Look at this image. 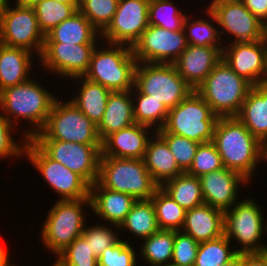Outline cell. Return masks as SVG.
Listing matches in <instances>:
<instances>
[{"label": "cell", "mask_w": 267, "mask_h": 266, "mask_svg": "<svg viewBox=\"0 0 267 266\" xmlns=\"http://www.w3.org/2000/svg\"><path fill=\"white\" fill-rule=\"evenodd\" d=\"M49 158L80 175L90 186L98 181L102 144L32 140Z\"/></svg>", "instance_id": "4fadbf2b"}, {"label": "cell", "mask_w": 267, "mask_h": 266, "mask_svg": "<svg viewBox=\"0 0 267 266\" xmlns=\"http://www.w3.org/2000/svg\"><path fill=\"white\" fill-rule=\"evenodd\" d=\"M132 90L111 91L102 120L97 125L103 142L110 134L134 124Z\"/></svg>", "instance_id": "cb8c5ba5"}, {"label": "cell", "mask_w": 267, "mask_h": 266, "mask_svg": "<svg viewBox=\"0 0 267 266\" xmlns=\"http://www.w3.org/2000/svg\"><path fill=\"white\" fill-rule=\"evenodd\" d=\"M119 0H80L78 10L102 34L113 20Z\"/></svg>", "instance_id": "f35d334b"}, {"label": "cell", "mask_w": 267, "mask_h": 266, "mask_svg": "<svg viewBox=\"0 0 267 266\" xmlns=\"http://www.w3.org/2000/svg\"><path fill=\"white\" fill-rule=\"evenodd\" d=\"M205 9L206 11L204 10L203 12H206V18L193 20V17L186 16L183 24L186 41L188 44L195 46L223 48L224 43L222 42L219 28H217V19L208 7Z\"/></svg>", "instance_id": "4dcf8cb0"}, {"label": "cell", "mask_w": 267, "mask_h": 266, "mask_svg": "<svg viewBox=\"0 0 267 266\" xmlns=\"http://www.w3.org/2000/svg\"><path fill=\"white\" fill-rule=\"evenodd\" d=\"M8 250L0 242V261L8 254Z\"/></svg>", "instance_id": "11a10c76"}, {"label": "cell", "mask_w": 267, "mask_h": 266, "mask_svg": "<svg viewBox=\"0 0 267 266\" xmlns=\"http://www.w3.org/2000/svg\"><path fill=\"white\" fill-rule=\"evenodd\" d=\"M221 168H224L222 158L214 143L210 141L199 144L192 165L186 173L200 177Z\"/></svg>", "instance_id": "7bdbcfd3"}, {"label": "cell", "mask_w": 267, "mask_h": 266, "mask_svg": "<svg viewBox=\"0 0 267 266\" xmlns=\"http://www.w3.org/2000/svg\"><path fill=\"white\" fill-rule=\"evenodd\" d=\"M134 86L141 93L164 103L168 109L177 106L193 91L173 63L137 62Z\"/></svg>", "instance_id": "30bf717a"}, {"label": "cell", "mask_w": 267, "mask_h": 266, "mask_svg": "<svg viewBox=\"0 0 267 266\" xmlns=\"http://www.w3.org/2000/svg\"><path fill=\"white\" fill-rule=\"evenodd\" d=\"M54 101L43 130L31 140H60L81 144H102L97 125L84 115L69 98Z\"/></svg>", "instance_id": "ba28073f"}, {"label": "cell", "mask_w": 267, "mask_h": 266, "mask_svg": "<svg viewBox=\"0 0 267 266\" xmlns=\"http://www.w3.org/2000/svg\"><path fill=\"white\" fill-rule=\"evenodd\" d=\"M236 117L267 146V88L252 86Z\"/></svg>", "instance_id": "4316f807"}, {"label": "cell", "mask_w": 267, "mask_h": 266, "mask_svg": "<svg viewBox=\"0 0 267 266\" xmlns=\"http://www.w3.org/2000/svg\"><path fill=\"white\" fill-rule=\"evenodd\" d=\"M153 132L151 127L137 123L114 132L102 142L101 156L143 159Z\"/></svg>", "instance_id": "44dd1931"}, {"label": "cell", "mask_w": 267, "mask_h": 266, "mask_svg": "<svg viewBox=\"0 0 267 266\" xmlns=\"http://www.w3.org/2000/svg\"><path fill=\"white\" fill-rule=\"evenodd\" d=\"M84 206L91 207L90 198L58 199L53 206H50L39 237L46 251L49 250L54 257L82 235L87 223V212L84 213Z\"/></svg>", "instance_id": "277c9868"}, {"label": "cell", "mask_w": 267, "mask_h": 266, "mask_svg": "<svg viewBox=\"0 0 267 266\" xmlns=\"http://www.w3.org/2000/svg\"><path fill=\"white\" fill-rule=\"evenodd\" d=\"M0 40L3 45L23 48L40 57L45 36L33 7L9 3L0 11Z\"/></svg>", "instance_id": "7c38bea8"}, {"label": "cell", "mask_w": 267, "mask_h": 266, "mask_svg": "<svg viewBox=\"0 0 267 266\" xmlns=\"http://www.w3.org/2000/svg\"><path fill=\"white\" fill-rule=\"evenodd\" d=\"M209 3L207 6L217 19L222 42L225 41L224 44L254 42L267 37V26L255 17L243 3ZM225 33L232 39L223 38Z\"/></svg>", "instance_id": "5bb4252c"}, {"label": "cell", "mask_w": 267, "mask_h": 266, "mask_svg": "<svg viewBox=\"0 0 267 266\" xmlns=\"http://www.w3.org/2000/svg\"><path fill=\"white\" fill-rule=\"evenodd\" d=\"M212 142L224 167L239 173L250 184L258 165L267 161L266 146L237 117H219Z\"/></svg>", "instance_id": "6da1fadb"}, {"label": "cell", "mask_w": 267, "mask_h": 266, "mask_svg": "<svg viewBox=\"0 0 267 266\" xmlns=\"http://www.w3.org/2000/svg\"><path fill=\"white\" fill-rule=\"evenodd\" d=\"M136 65L131 46L104 42L93 51L84 77L111 91L132 90Z\"/></svg>", "instance_id": "3957f363"}, {"label": "cell", "mask_w": 267, "mask_h": 266, "mask_svg": "<svg viewBox=\"0 0 267 266\" xmlns=\"http://www.w3.org/2000/svg\"><path fill=\"white\" fill-rule=\"evenodd\" d=\"M251 88L221 59L195 91L218 117H236Z\"/></svg>", "instance_id": "5b68a950"}, {"label": "cell", "mask_w": 267, "mask_h": 266, "mask_svg": "<svg viewBox=\"0 0 267 266\" xmlns=\"http://www.w3.org/2000/svg\"><path fill=\"white\" fill-rule=\"evenodd\" d=\"M51 266H59V265L54 261Z\"/></svg>", "instance_id": "91938a15"}, {"label": "cell", "mask_w": 267, "mask_h": 266, "mask_svg": "<svg viewBox=\"0 0 267 266\" xmlns=\"http://www.w3.org/2000/svg\"><path fill=\"white\" fill-rule=\"evenodd\" d=\"M222 50L223 48L188 44L173 65L185 82L196 90L221 61Z\"/></svg>", "instance_id": "ffe728a7"}, {"label": "cell", "mask_w": 267, "mask_h": 266, "mask_svg": "<svg viewBox=\"0 0 267 266\" xmlns=\"http://www.w3.org/2000/svg\"><path fill=\"white\" fill-rule=\"evenodd\" d=\"M119 230L131 233L133 238L143 240L160 230L154 205L151 199L136 200L125 220L120 224Z\"/></svg>", "instance_id": "f546056e"}, {"label": "cell", "mask_w": 267, "mask_h": 266, "mask_svg": "<svg viewBox=\"0 0 267 266\" xmlns=\"http://www.w3.org/2000/svg\"><path fill=\"white\" fill-rule=\"evenodd\" d=\"M16 128L0 112V160L4 158H24V149L27 139L21 134L20 139L15 140ZM22 137V139H21ZM21 142V143H20Z\"/></svg>", "instance_id": "f6af8a7d"}, {"label": "cell", "mask_w": 267, "mask_h": 266, "mask_svg": "<svg viewBox=\"0 0 267 266\" xmlns=\"http://www.w3.org/2000/svg\"><path fill=\"white\" fill-rule=\"evenodd\" d=\"M173 0H150L149 25H154L170 31L183 29V24L188 13L178 8Z\"/></svg>", "instance_id": "d590c367"}, {"label": "cell", "mask_w": 267, "mask_h": 266, "mask_svg": "<svg viewBox=\"0 0 267 266\" xmlns=\"http://www.w3.org/2000/svg\"><path fill=\"white\" fill-rule=\"evenodd\" d=\"M53 1L74 4L77 8H79V4H80V0H53Z\"/></svg>", "instance_id": "f5cc1de1"}, {"label": "cell", "mask_w": 267, "mask_h": 266, "mask_svg": "<svg viewBox=\"0 0 267 266\" xmlns=\"http://www.w3.org/2000/svg\"><path fill=\"white\" fill-rule=\"evenodd\" d=\"M130 238L120 239L114 246L104 250L98 257V266H137L138 253Z\"/></svg>", "instance_id": "ee69618b"}, {"label": "cell", "mask_w": 267, "mask_h": 266, "mask_svg": "<svg viewBox=\"0 0 267 266\" xmlns=\"http://www.w3.org/2000/svg\"><path fill=\"white\" fill-rule=\"evenodd\" d=\"M242 266H267V256L262 253H243Z\"/></svg>", "instance_id": "c3c4849f"}, {"label": "cell", "mask_w": 267, "mask_h": 266, "mask_svg": "<svg viewBox=\"0 0 267 266\" xmlns=\"http://www.w3.org/2000/svg\"><path fill=\"white\" fill-rule=\"evenodd\" d=\"M98 182L106 189L148 200L160 187L148 172L143 159L100 157Z\"/></svg>", "instance_id": "8992f818"}, {"label": "cell", "mask_w": 267, "mask_h": 266, "mask_svg": "<svg viewBox=\"0 0 267 266\" xmlns=\"http://www.w3.org/2000/svg\"><path fill=\"white\" fill-rule=\"evenodd\" d=\"M159 266H179V265H175V264H173V263H167V264L159 265Z\"/></svg>", "instance_id": "680465c9"}, {"label": "cell", "mask_w": 267, "mask_h": 266, "mask_svg": "<svg viewBox=\"0 0 267 266\" xmlns=\"http://www.w3.org/2000/svg\"><path fill=\"white\" fill-rule=\"evenodd\" d=\"M149 3L150 0H119L112 22L101 34L102 42L132 47L149 26Z\"/></svg>", "instance_id": "e0dca14e"}, {"label": "cell", "mask_w": 267, "mask_h": 266, "mask_svg": "<svg viewBox=\"0 0 267 266\" xmlns=\"http://www.w3.org/2000/svg\"><path fill=\"white\" fill-rule=\"evenodd\" d=\"M108 225L97 224L96 222L95 225L87 226L86 223L82 232V236L89 242V246L97 258L104 250L114 246L123 238L118 226L112 224Z\"/></svg>", "instance_id": "60d3db41"}, {"label": "cell", "mask_w": 267, "mask_h": 266, "mask_svg": "<svg viewBox=\"0 0 267 266\" xmlns=\"http://www.w3.org/2000/svg\"><path fill=\"white\" fill-rule=\"evenodd\" d=\"M143 241V242H142ZM139 256L148 266H159L171 263L174 247V230H159L141 240Z\"/></svg>", "instance_id": "836d02e7"}, {"label": "cell", "mask_w": 267, "mask_h": 266, "mask_svg": "<svg viewBox=\"0 0 267 266\" xmlns=\"http://www.w3.org/2000/svg\"><path fill=\"white\" fill-rule=\"evenodd\" d=\"M199 243L181 230H174V247L171 263L179 266H194Z\"/></svg>", "instance_id": "bcb514c9"}, {"label": "cell", "mask_w": 267, "mask_h": 266, "mask_svg": "<svg viewBox=\"0 0 267 266\" xmlns=\"http://www.w3.org/2000/svg\"><path fill=\"white\" fill-rule=\"evenodd\" d=\"M267 37L254 42L224 44L222 59L252 86L261 84L265 74Z\"/></svg>", "instance_id": "ac0fdd59"}, {"label": "cell", "mask_w": 267, "mask_h": 266, "mask_svg": "<svg viewBox=\"0 0 267 266\" xmlns=\"http://www.w3.org/2000/svg\"><path fill=\"white\" fill-rule=\"evenodd\" d=\"M98 258L81 235L62 251L54 260L59 266H98Z\"/></svg>", "instance_id": "b9f144b4"}, {"label": "cell", "mask_w": 267, "mask_h": 266, "mask_svg": "<svg viewBox=\"0 0 267 266\" xmlns=\"http://www.w3.org/2000/svg\"><path fill=\"white\" fill-rule=\"evenodd\" d=\"M221 266H242V254L237 253L231 260Z\"/></svg>", "instance_id": "681fc988"}, {"label": "cell", "mask_w": 267, "mask_h": 266, "mask_svg": "<svg viewBox=\"0 0 267 266\" xmlns=\"http://www.w3.org/2000/svg\"><path fill=\"white\" fill-rule=\"evenodd\" d=\"M211 2L243 3L244 0H210Z\"/></svg>", "instance_id": "9f6ffc18"}, {"label": "cell", "mask_w": 267, "mask_h": 266, "mask_svg": "<svg viewBox=\"0 0 267 266\" xmlns=\"http://www.w3.org/2000/svg\"><path fill=\"white\" fill-rule=\"evenodd\" d=\"M218 119L209 104L193 90L177 106L169 109L163 129L168 133L205 143L212 141Z\"/></svg>", "instance_id": "9c48e42d"}, {"label": "cell", "mask_w": 267, "mask_h": 266, "mask_svg": "<svg viewBox=\"0 0 267 266\" xmlns=\"http://www.w3.org/2000/svg\"><path fill=\"white\" fill-rule=\"evenodd\" d=\"M225 235L199 243L194 266H221L231 260L237 252Z\"/></svg>", "instance_id": "74e56055"}, {"label": "cell", "mask_w": 267, "mask_h": 266, "mask_svg": "<svg viewBox=\"0 0 267 266\" xmlns=\"http://www.w3.org/2000/svg\"><path fill=\"white\" fill-rule=\"evenodd\" d=\"M98 44H65L44 42L37 60L44 71L61 76V79L84 77L87 73L93 51Z\"/></svg>", "instance_id": "9a60e30c"}, {"label": "cell", "mask_w": 267, "mask_h": 266, "mask_svg": "<svg viewBox=\"0 0 267 266\" xmlns=\"http://www.w3.org/2000/svg\"><path fill=\"white\" fill-rule=\"evenodd\" d=\"M11 0H0V11L6 7L10 2Z\"/></svg>", "instance_id": "6f0895ef"}, {"label": "cell", "mask_w": 267, "mask_h": 266, "mask_svg": "<svg viewBox=\"0 0 267 266\" xmlns=\"http://www.w3.org/2000/svg\"><path fill=\"white\" fill-rule=\"evenodd\" d=\"M187 45L183 29L170 31L149 25L131 48L137 62L174 63Z\"/></svg>", "instance_id": "2e32d148"}, {"label": "cell", "mask_w": 267, "mask_h": 266, "mask_svg": "<svg viewBox=\"0 0 267 266\" xmlns=\"http://www.w3.org/2000/svg\"><path fill=\"white\" fill-rule=\"evenodd\" d=\"M17 5L23 7H34L37 3L41 2L42 0H14Z\"/></svg>", "instance_id": "f907efd6"}, {"label": "cell", "mask_w": 267, "mask_h": 266, "mask_svg": "<svg viewBox=\"0 0 267 266\" xmlns=\"http://www.w3.org/2000/svg\"><path fill=\"white\" fill-rule=\"evenodd\" d=\"M263 253L267 256V248L263 251Z\"/></svg>", "instance_id": "94428289"}, {"label": "cell", "mask_w": 267, "mask_h": 266, "mask_svg": "<svg viewBox=\"0 0 267 266\" xmlns=\"http://www.w3.org/2000/svg\"><path fill=\"white\" fill-rule=\"evenodd\" d=\"M143 160L148 172L159 186L183 173L166 141L157 132L149 138Z\"/></svg>", "instance_id": "484cf974"}, {"label": "cell", "mask_w": 267, "mask_h": 266, "mask_svg": "<svg viewBox=\"0 0 267 266\" xmlns=\"http://www.w3.org/2000/svg\"><path fill=\"white\" fill-rule=\"evenodd\" d=\"M33 8L37 16L38 26L44 36L78 11V8L74 4L53 0H42Z\"/></svg>", "instance_id": "8d00e7d4"}, {"label": "cell", "mask_w": 267, "mask_h": 266, "mask_svg": "<svg viewBox=\"0 0 267 266\" xmlns=\"http://www.w3.org/2000/svg\"><path fill=\"white\" fill-rule=\"evenodd\" d=\"M243 4L255 17L267 26L266 0H244Z\"/></svg>", "instance_id": "7dc6e473"}, {"label": "cell", "mask_w": 267, "mask_h": 266, "mask_svg": "<svg viewBox=\"0 0 267 266\" xmlns=\"http://www.w3.org/2000/svg\"><path fill=\"white\" fill-rule=\"evenodd\" d=\"M132 100L135 123L151 127L155 132L164 127L169 112L164 103L141 93L135 86L132 89Z\"/></svg>", "instance_id": "d6a6232c"}, {"label": "cell", "mask_w": 267, "mask_h": 266, "mask_svg": "<svg viewBox=\"0 0 267 266\" xmlns=\"http://www.w3.org/2000/svg\"><path fill=\"white\" fill-rule=\"evenodd\" d=\"M101 34L78 10L70 18L54 27L45 35L44 42L65 44H98ZM97 42V43H96Z\"/></svg>", "instance_id": "83f0119b"}, {"label": "cell", "mask_w": 267, "mask_h": 266, "mask_svg": "<svg viewBox=\"0 0 267 266\" xmlns=\"http://www.w3.org/2000/svg\"><path fill=\"white\" fill-rule=\"evenodd\" d=\"M199 179L204 203L223 212L240 201L239 198L242 194L239 191H241V187L245 188L250 183L239 173L225 167L206 173Z\"/></svg>", "instance_id": "d6986e66"}, {"label": "cell", "mask_w": 267, "mask_h": 266, "mask_svg": "<svg viewBox=\"0 0 267 266\" xmlns=\"http://www.w3.org/2000/svg\"><path fill=\"white\" fill-rule=\"evenodd\" d=\"M34 54L23 48L0 46V92L21 84L32 76ZM34 63V64H33Z\"/></svg>", "instance_id": "d4e9b609"}, {"label": "cell", "mask_w": 267, "mask_h": 266, "mask_svg": "<svg viewBox=\"0 0 267 266\" xmlns=\"http://www.w3.org/2000/svg\"><path fill=\"white\" fill-rule=\"evenodd\" d=\"M260 86H263V87L267 88V57H266L265 74H264V77H263V79L261 81Z\"/></svg>", "instance_id": "db71d44e"}, {"label": "cell", "mask_w": 267, "mask_h": 266, "mask_svg": "<svg viewBox=\"0 0 267 266\" xmlns=\"http://www.w3.org/2000/svg\"><path fill=\"white\" fill-rule=\"evenodd\" d=\"M10 254L8 253L1 261H0V266H10V259L11 257L9 256Z\"/></svg>", "instance_id": "816d5d0a"}, {"label": "cell", "mask_w": 267, "mask_h": 266, "mask_svg": "<svg viewBox=\"0 0 267 266\" xmlns=\"http://www.w3.org/2000/svg\"><path fill=\"white\" fill-rule=\"evenodd\" d=\"M24 157L41 174L46 185L58 194V199L90 198V185L59 161L49 158L31 139H27Z\"/></svg>", "instance_id": "8fae6325"}, {"label": "cell", "mask_w": 267, "mask_h": 266, "mask_svg": "<svg viewBox=\"0 0 267 266\" xmlns=\"http://www.w3.org/2000/svg\"><path fill=\"white\" fill-rule=\"evenodd\" d=\"M260 207L254 198H245L224 212V235L232 244H240L234 247L237 253H262L267 248L261 242L266 238L267 218L264 220Z\"/></svg>", "instance_id": "52a82bcc"}, {"label": "cell", "mask_w": 267, "mask_h": 266, "mask_svg": "<svg viewBox=\"0 0 267 266\" xmlns=\"http://www.w3.org/2000/svg\"><path fill=\"white\" fill-rule=\"evenodd\" d=\"M31 77L29 80L8 87L0 92V112L15 127L27 122L23 136L32 139L45 127L55 96L49 88ZM4 112V113H3ZM21 120V121H20ZM26 120V121H25ZM27 128V129H26Z\"/></svg>", "instance_id": "7a4b0ae2"}, {"label": "cell", "mask_w": 267, "mask_h": 266, "mask_svg": "<svg viewBox=\"0 0 267 266\" xmlns=\"http://www.w3.org/2000/svg\"><path fill=\"white\" fill-rule=\"evenodd\" d=\"M224 212L209 204H202L186 211L182 232L198 243L224 235Z\"/></svg>", "instance_id": "603a6c76"}, {"label": "cell", "mask_w": 267, "mask_h": 266, "mask_svg": "<svg viewBox=\"0 0 267 266\" xmlns=\"http://www.w3.org/2000/svg\"><path fill=\"white\" fill-rule=\"evenodd\" d=\"M160 188L186 211L204 204L199 177L186 172L167 180Z\"/></svg>", "instance_id": "1f68e13d"}, {"label": "cell", "mask_w": 267, "mask_h": 266, "mask_svg": "<svg viewBox=\"0 0 267 266\" xmlns=\"http://www.w3.org/2000/svg\"><path fill=\"white\" fill-rule=\"evenodd\" d=\"M89 197L94 215L103 220V224L120 226L136 201L130 194L115 192L104 188L98 181L90 186Z\"/></svg>", "instance_id": "7402d4cb"}, {"label": "cell", "mask_w": 267, "mask_h": 266, "mask_svg": "<svg viewBox=\"0 0 267 266\" xmlns=\"http://www.w3.org/2000/svg\"><path fill=\"white\" fill-rule=\"evenodd\" d=\"M156 132L166 141L179 169L183 173L187 172L192 165L200 143L186 137L168 133L163 128Z\"/></svg>", "instance_id": "ab89813d"}, {"label": "cell", "mask_w": 267, "mask_h": 266, "mask_svg": "<svg viewBox=\"0 0 267 266\" xmlns=\"http://www.w3.org/2000/svg\"><path fill=\"white\" fill-rule=\"evenodd\" d=\"M151 200L154 205L160 230L179 231L182 229L186 210H184L160 187L155 191Z\"/></svg>", "instance_id": "e575fe53"}, {"label": "cell", "mask_w": 267, "mask_h": 266, "mask_svg": "<svg viewBox=\"0 0 267 266\" xmlns=\"http://www.w3.org/2000/svg\"><path fill=\"white\" fill-rule=\"evenodd\" d=\"M72 82H77L79 89L75 92L70 101L91 121L96 125L100 123L103 118L107 99L111 90L105 88L101 84L89 81L85 77H76L71 79ZM79 82V83H78Z\"/></svg>", "instance_id": "f1b7e54d"}]
</instances>
